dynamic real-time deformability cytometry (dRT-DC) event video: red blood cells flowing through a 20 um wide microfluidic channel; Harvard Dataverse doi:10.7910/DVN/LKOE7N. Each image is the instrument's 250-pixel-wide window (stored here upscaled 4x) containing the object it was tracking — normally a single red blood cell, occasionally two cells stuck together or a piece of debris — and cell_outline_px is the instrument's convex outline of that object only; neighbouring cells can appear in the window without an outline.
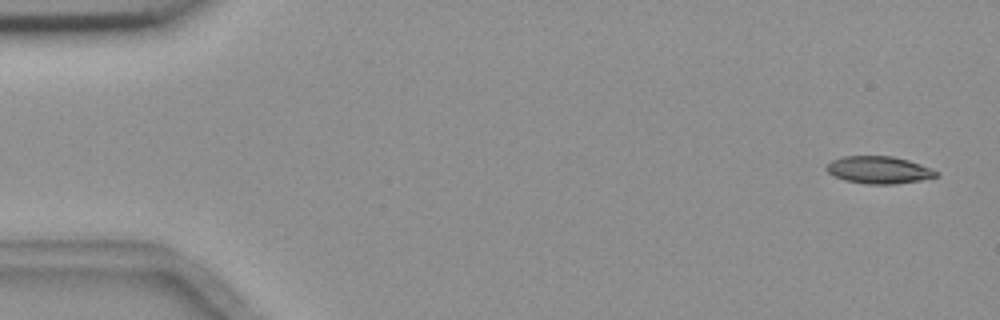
{"species": "common noctule bat (a hibernating species)", "species_latin": "Nyctalus noctula", "temperature_condition": "room temperature", "stored_images_in_passage": 5, "camera_frame_rate_fps": 3000, "um_per_image_px": 0.085, "animal": {"sex": "female", "body_mass_g": 18.4}, "frame": {"image": 1, "passage_image": 1, "time_ms": 0.0, "image_size_px": [1000, 320], "cell_outline_px": [[940, 172], [936, 176], [920, 180], [896, 184], [864, 184], [844, 180], [832, 176], [824, 168], [832, 160], [844, 156], [892, 156], [908, 160], [932, 168]], "centroid_in_image_um": [74.68, 14.45], "position_along_channel_um": 10.3, "area_um2": 17.57}}
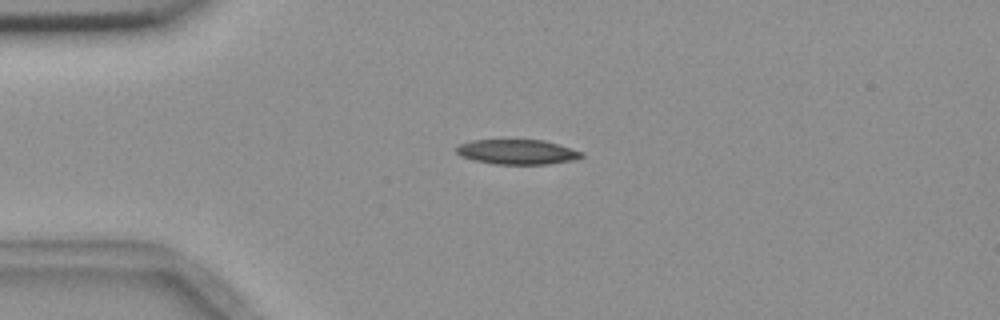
{"frame": {"image": 2, "passage_image": 4, "time_ms": 3.667, "image_size_px": [1000, 320], "cell_outline_px": [[584, 156], [572, 160], [548, 164], [492, 164], [472, 160], [460, 156], [456, 152], [456, 148], [460, 144], [472, 140], [544, 140], [584, 152]], "centroid_in_image_um": [43.94, 12.92], "position_along_channel_um": 41.1, "area_um2": 18.15}}